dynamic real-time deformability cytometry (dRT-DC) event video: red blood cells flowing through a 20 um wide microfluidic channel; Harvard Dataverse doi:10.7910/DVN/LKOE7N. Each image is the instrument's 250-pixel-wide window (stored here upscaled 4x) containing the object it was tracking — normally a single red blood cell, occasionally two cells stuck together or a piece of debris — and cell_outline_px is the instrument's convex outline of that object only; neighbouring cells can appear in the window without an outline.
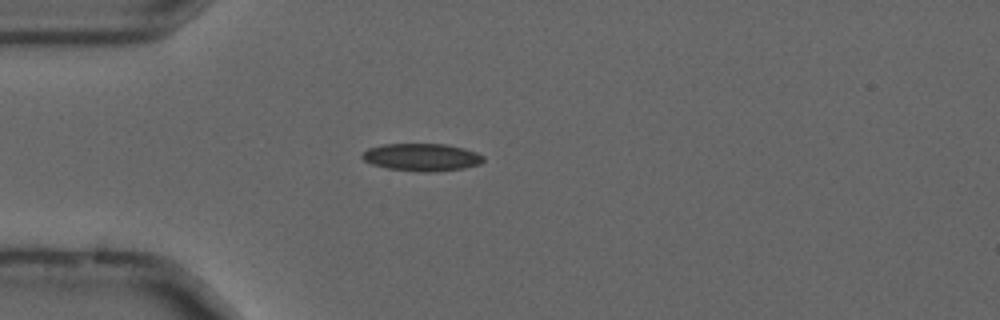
{"species": "common noctule bat (a hibernating species)", "species_latin": "Nyctalus noctula", "temperature_condition": "cold", "stored_images_in_passage": 41, "camera_frame_rate_fps": 3000, "um_per_image_px": 0.085, "animal": {"sex": "male", "forearm_length_mm": 52.5}, "frame": {"image": 1, "passage_image": 1, "time_ms": 0.0, "image_size_px": [1000, 320], "cell_outline_px": [[484, 160], [480, 164], [464, 168], [428, 172], [424, 172], [388, 168], [372, 164], [364, 160], [360, 156], [368, 148], [384, 144], [444, 144], [464, 148], [476, 152], [484, 156]], "centroid_in_image_um": [35.86, 13.36], "position_along_channel_um": 49.1, "area_um2": 19.31}}
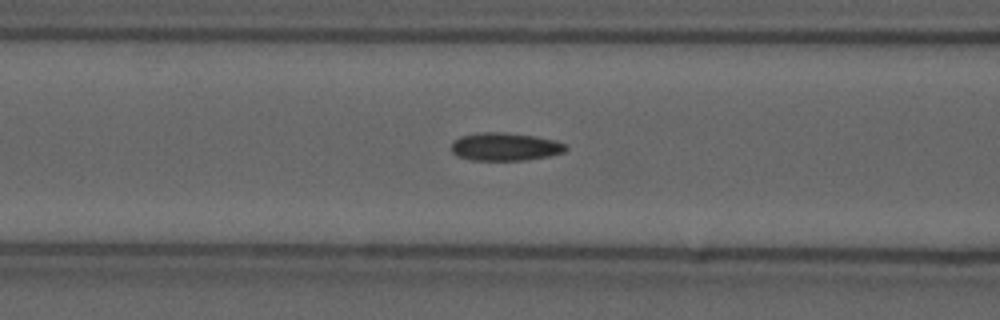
{"frame": {"image": 2, "passage_image": 8, "time_ms": 2.333, "image_size_px": [1000, 320], "cell_outline_px": [[568, 148], [564, 152], [548, 156], [524, 160], [472, 160], [456, 156], [452, 152], [452, 144], [460, 136], [480, 132], [504, 132], [536, 136], [556, 140], [564, 144]], "centroid_in_image_um": [42.93, 12.46], "position_along_channel_um": 123.7, "area_um2": 18.67}}
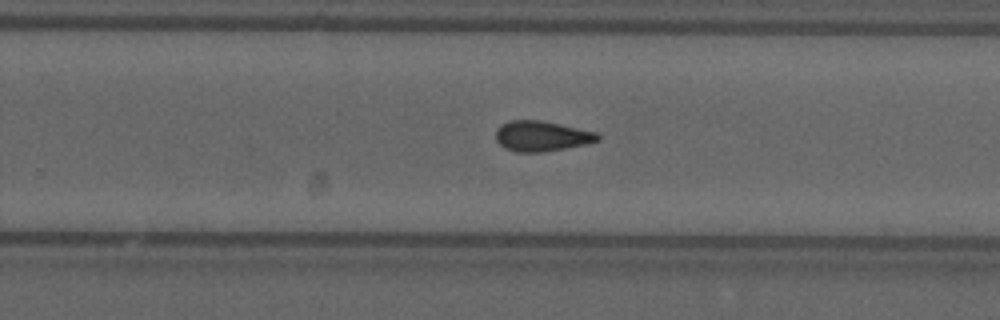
{"frame": {"image": 3, "passage_image": 21, "time_ms": 6.667, "image_size_px": [1000, 320], "cell_outline_px": [[600, 140], [584, 144], [544, 152], [516, 152], [504, 148], [496, 140], [496, 132], [508, 120], [540, 120], [560, 124], [596, 132], [600, 136]], "centroid_in_image_um": [46.04, 11.57], "position_along_channel_um": 283.8, "area_um2": 17.8}, "authors_computed_cell_mechanics": {"area_um2": 17.6868, "velocity_mm_per_s": 3.7007, "shape_relaxation_time_tau1_ms": null, "shape_relaxation_time_tau2_ms": 3.7178, "deformation_change_tau1": null, "deformation_change_tau2": 0.1174}}